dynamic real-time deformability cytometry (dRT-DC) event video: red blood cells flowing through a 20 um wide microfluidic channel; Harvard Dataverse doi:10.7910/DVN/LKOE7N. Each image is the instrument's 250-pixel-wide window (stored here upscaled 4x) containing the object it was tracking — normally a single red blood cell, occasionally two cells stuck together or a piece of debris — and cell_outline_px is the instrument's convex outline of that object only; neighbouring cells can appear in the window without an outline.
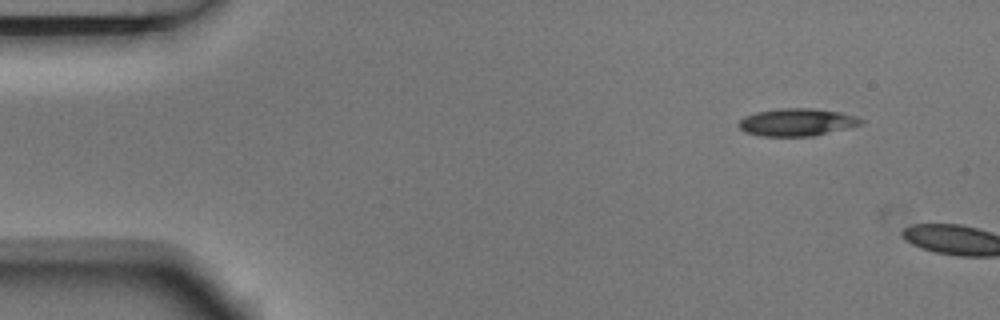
{"species": "Egyptian fruit bat (a non-hibernating species)", "species_latin": "Rousettus aegyptiacus", "temperature_condition": "room temperature", "stored_images_in_passage": 5, "segment_of_instrument_passage": [2, 2], "camera_frame_rate_fps": 3000, "um_per_image_px": 0.085, "animal": {"sex": "male"}, "frame": {"image": 1, "passage_image": 5, "time_ms": 1.333, "image_size_px": [1000, 320], "cell_outline_px": [[864, 124], [848, 128], [812, 136], [760, 136], [744, 132], [736, 124], [744, 116], [756, 112], [780, 108], [812, 108], [840, 112], [856, 116], [864, 120]], "centroid_in_image_um": [67.73, 10.39], "position_along_channel_um": 17.3, "area_um2": 19.77}}